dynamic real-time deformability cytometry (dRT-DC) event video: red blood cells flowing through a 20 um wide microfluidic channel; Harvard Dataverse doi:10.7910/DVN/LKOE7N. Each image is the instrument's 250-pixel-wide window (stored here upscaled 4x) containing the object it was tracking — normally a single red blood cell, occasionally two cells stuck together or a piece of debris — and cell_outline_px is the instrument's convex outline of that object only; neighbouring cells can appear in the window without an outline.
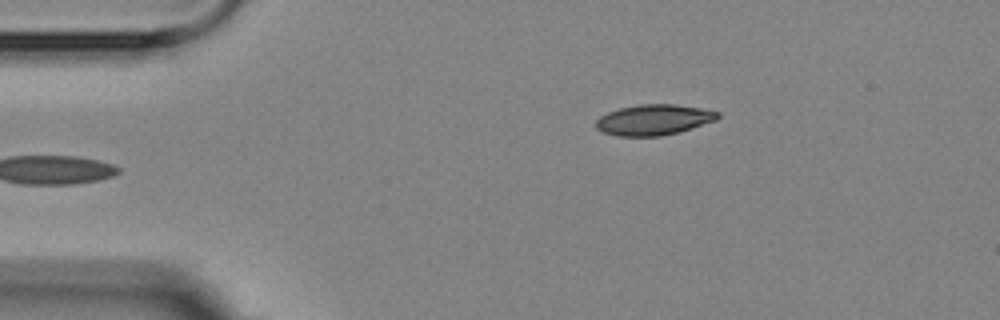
{"species": "Egyptian fruit bat (a non-hibernating species)", "species_latin": "Rousettus aegyptiacus", "temperature_condition": "room temperature", "stored_images_in_passage": 5, "camera_frame_rate_fps": 3000, "um_per_image_px": 0.085, "animal": {"sex": "female"}, "frame": {"image": 1, "passage_image": 5, "time_ms": 5.667, "image_size_px": [1000, 320], "cell_outline_px": [[720, 116], [716, 120], [692, 128], [660, 136], [616, 136], [604, 132], [596, 128], [596, 120], [600, 116], [608, 112], [620, 108], [640, 104], [676, 104], [700, 108], [720, 112]], "centroid_in_image_um": [55.57, 10.18], "position_along_channel_um": 29.4, "area_um2": 21.62}}